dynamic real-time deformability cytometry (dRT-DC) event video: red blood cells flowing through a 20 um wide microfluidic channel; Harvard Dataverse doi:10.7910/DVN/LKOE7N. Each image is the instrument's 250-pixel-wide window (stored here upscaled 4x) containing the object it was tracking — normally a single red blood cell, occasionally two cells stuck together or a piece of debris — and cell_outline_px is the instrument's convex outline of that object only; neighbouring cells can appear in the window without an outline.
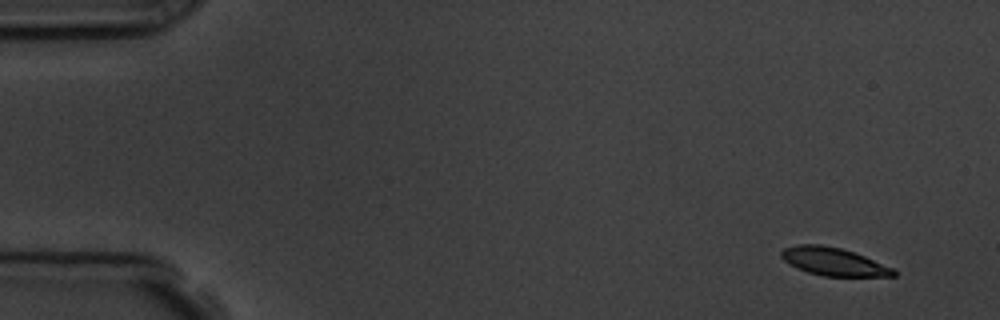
{"species": "common noctule bat (a hibernating species)", "species_latin": "Nyctalus noctula", "temperature_condition": "room temperature", "stored_images_in_passage": 4, "camera_frame_rate_fps": 3000, "um_per_image_px": 0.085, "animal": {"sex": "male", "body_mass_g": 19.5, "forearm_length_mm": 54.6}, "frame": {"image": 1, "passage_image": 1, "time_ms": 0.0, "image_size_px": [1000, 320], "cell_outline_px": [[896, 276], [824, 276], [808, 272], [796, 268], [788, 264], [780, 256], [780, 252], [784, 248], [796, 244], [820, 244], [840, 248], [864, 256], [892, 268], [896, 272]], "centroid_in_image_um": [70.79, 22.23], "position_along_channel_um": 14.2, "area_um2": 18.15}}
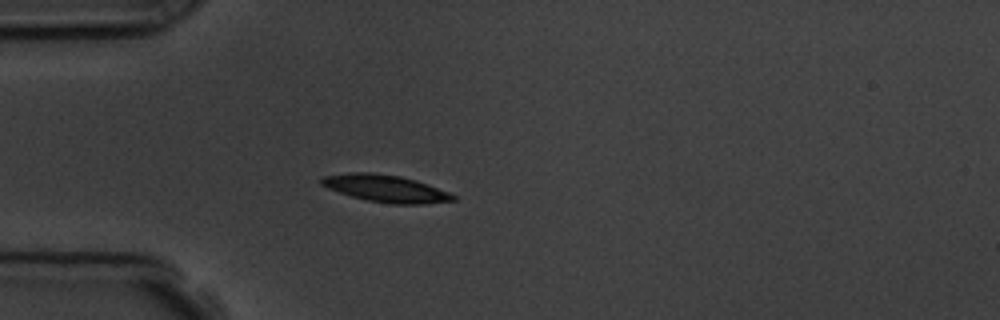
{"frame": {"image": 2, "passage_image": 4, "time_ms": 4.0, "image_size_px": [1000, 320], "cell_outline_px": [[456, 200], [424, 204], [392, 204], [368, 200], [352, 196], [328, 188], [320, 184], [320, 176], [348, 172], [372, 172], [400, 176], [416, 180], [448, 192], [456, 196]], "centroid_in_image_um": [32.75, 16.01], "position_along_channel_um": 52.2, "area_um2": 20.81}}